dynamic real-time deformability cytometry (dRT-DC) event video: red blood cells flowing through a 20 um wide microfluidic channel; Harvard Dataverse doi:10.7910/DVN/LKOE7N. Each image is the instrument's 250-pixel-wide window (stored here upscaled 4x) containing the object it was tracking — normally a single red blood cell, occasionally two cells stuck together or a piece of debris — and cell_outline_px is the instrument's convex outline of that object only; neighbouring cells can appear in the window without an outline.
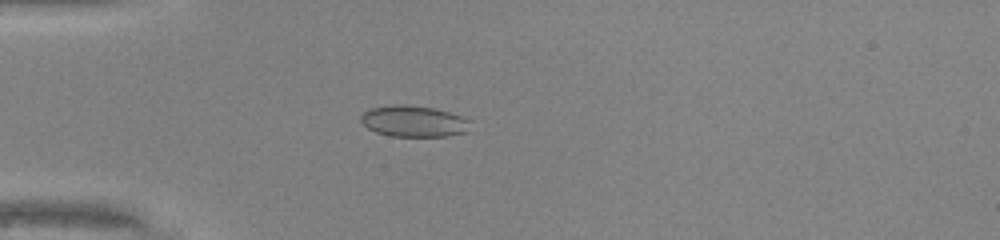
{"species": "common noctule bat (a hibernating species)", "species_latin": "Nyctalus noctula", "temperature_condition": "warm", "stored_images_in_passage": 48, "camera_frame_rate_fps": 3000, "um_per_image_px": 0.085, "animal": {"sex": "male", "body_mass_g": 20.0, "forearm_length_mm": 53.3}, "frame": {"image": 1, "passage_image": 14, "time_ms": 4.333, "image_size_px": [1000, 240], "cell_outline_px": [[472, 120], [468, 132], [448, 136], [392, 136], [376, 132], [368, 128], [360, 120], [360, 112], [372, 108], [392, 104], [404, 104], [436, 108]], "centroid_in_image_um": [35.17, 10.3], "position_along_channel_um": 49.8, "area_um2": 20.17}}
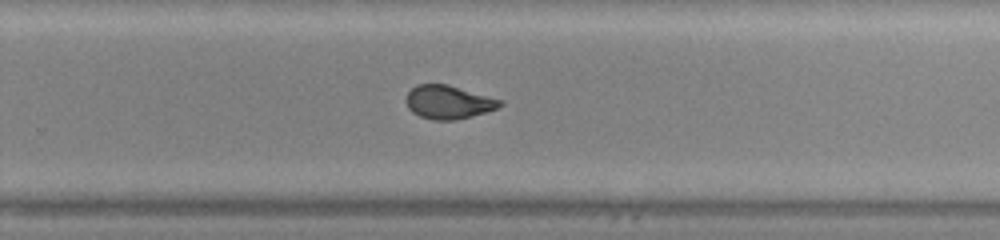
{"frame": {"image": 2, "passage_image": 32, "time_ms": 10.333, "image_size_px": [1000, 240], "cell_outline_px": [[504, 104], [496, 108], [484, 112], [456, 120], [432, 120], [420, 116], [412, 112], [408, 108], [404, 100], [408, 92], [416, 84], [448, 84], [504, 100]], "centroid_in_image_um": [38.1, 8.67], "position_along_channel_um": 291.7, "area_um2": 18.44}}
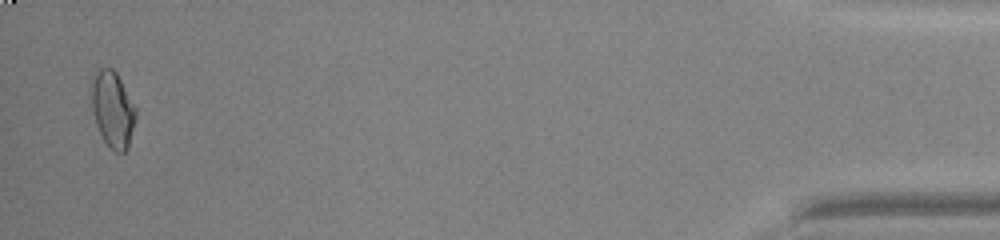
{"frame": {"image": 3, "passage_image": 47, "time_ms": 15.333, "image_size_px": [1000, 240], "cell_outline_px": [[136, 116], [128, 148], [124, 152], [116, 152], [104, 140], [96, 124], [92, 112], [92, 84], [96, 72], [100, 68], [112, 68], [116, 72], [136, 108]], "centroid_in_image_um": [9.59, 9.3], "position_along_channel_um": 425.6, "area_um2": 19.25}}